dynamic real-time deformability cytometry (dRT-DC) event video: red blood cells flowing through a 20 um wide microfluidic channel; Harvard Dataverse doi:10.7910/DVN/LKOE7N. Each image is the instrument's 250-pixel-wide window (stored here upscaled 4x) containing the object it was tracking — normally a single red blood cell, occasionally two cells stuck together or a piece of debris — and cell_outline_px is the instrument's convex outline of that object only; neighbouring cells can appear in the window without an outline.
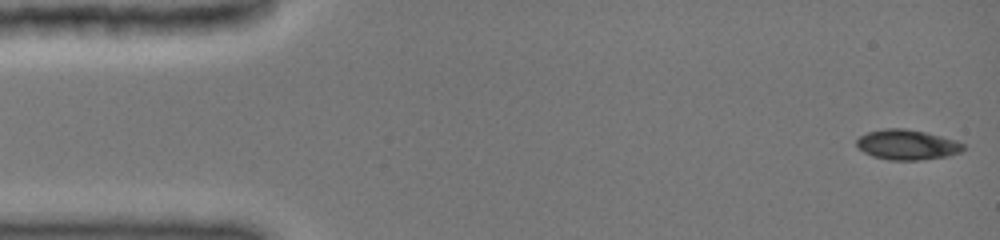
{"species": "common noctule bat (a hibernating species)", "species_latin": "Nyctalus noctula", "temperature_condition": "cold", "stored_images_in_passage": 24, "camera_frame_rate_fps": 3000, "um_per_image_px": 0.085, "animal": {"sex": "female", "body_mass_g": 19.0, "forearm_length_mm": 51.5}, "frame": {"image": 1, "passage_image": 1, "time_ms": 0.0, "image_size_px": [1000, 240], "cell_outline_px": [[964, 148], [960, 152], [948, 156], [920, 160], [888, 160], [872, 156], [864, 152], [856, 144], [856, 140], [860, 136], [868, 132], [884, 128], [904, 128], [924, 132], [956, 140], [964, 144]], "centroid_in_image_um": [77.09, 12.3], "position_along_channel_um": 7.9, "area_um2": 18.67}}
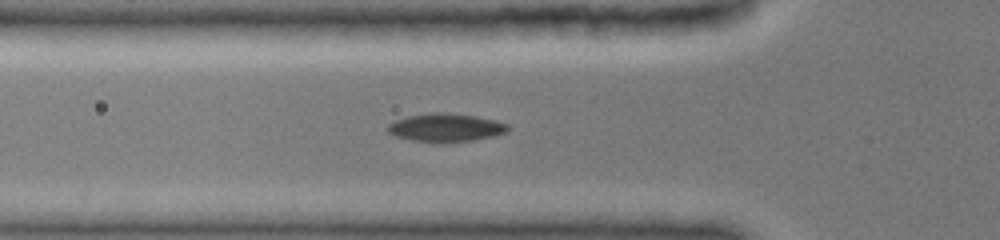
{"frame": {"image": 2, "passage_image": 14, "time_ms": 5.0, "image_size_px": [1000, 240], "cell_outline_px": [[512, 128], [504, 132], [492, 136], [472, 140], [412, 140], [396, 136], [388, 132], [388, 124], [396, 120], [408, 116], [436, 112], [476, 116], [508, 124]], "centroid_in_image_um": [37.89, 10.81], "position_along_channel_um": 87.9, "area_um2": 18.79}}
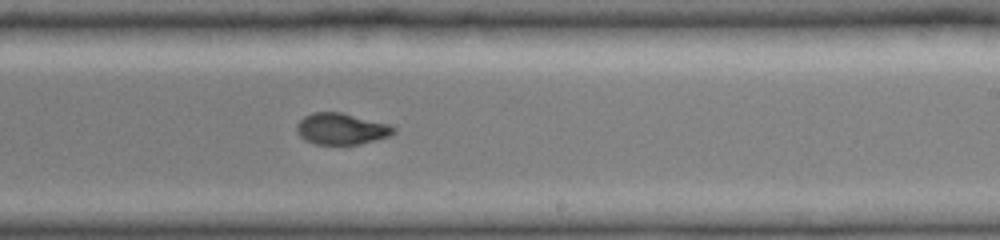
{"frame": {"image": 3, "passage_image": 24, "time_ms": 9.333, "image_size_px": [1000, 240], "cell_outline_px": [[396, 132], [388, 136], [376, 140], [360, 144], [316, 144], [304, 140], [300, 136], [296, 128], [296, 124], [304, 116], [312, 112], [340, 112], [388, 124], [396, 128]], "centroid_in_image_um": [29.0, 10.95], "position_along_channel_um": 260.0, "area_um2": 17.63}}